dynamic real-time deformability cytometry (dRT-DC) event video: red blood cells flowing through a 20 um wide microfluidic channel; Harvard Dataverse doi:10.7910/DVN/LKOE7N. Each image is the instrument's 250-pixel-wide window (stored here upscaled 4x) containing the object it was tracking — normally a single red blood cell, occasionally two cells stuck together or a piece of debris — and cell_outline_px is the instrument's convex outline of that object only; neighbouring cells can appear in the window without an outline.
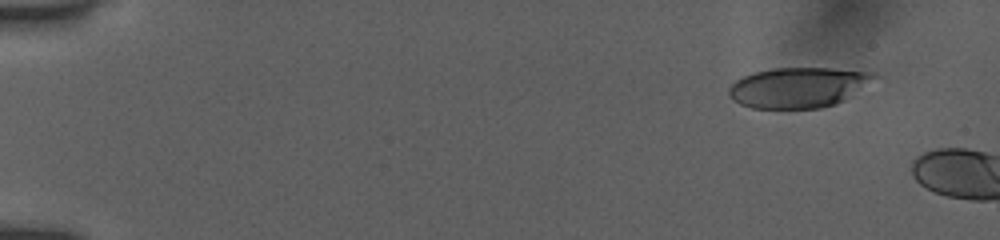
{"species": "human", "species_latin": "Homo sapiens", "temperature_condition": "room temperature", "stored_images_in_passage": 4, "camera_frame_rate_fps": 3000, "um_per_image_px": 0.085, "donor": {"sex": "female"}, "frame": {"image": 1, "passage_image": 2, "time_ms": 0.333, "image_size_px": [1000, 240], "cell_outline_px": [[884, 76], [844, 100], [836, 104], [820, 108], [752, 108], [740, 104], [732, 100], [728, 92], [728, 88], [736, 80], [744, 76], [756, 72], [772, 68], [828, 68], [876, 72]], "centroid_in_image_um": [67.94, 7.42], "position_along_channel_um": 17.1, "area_um2": 34.56}}